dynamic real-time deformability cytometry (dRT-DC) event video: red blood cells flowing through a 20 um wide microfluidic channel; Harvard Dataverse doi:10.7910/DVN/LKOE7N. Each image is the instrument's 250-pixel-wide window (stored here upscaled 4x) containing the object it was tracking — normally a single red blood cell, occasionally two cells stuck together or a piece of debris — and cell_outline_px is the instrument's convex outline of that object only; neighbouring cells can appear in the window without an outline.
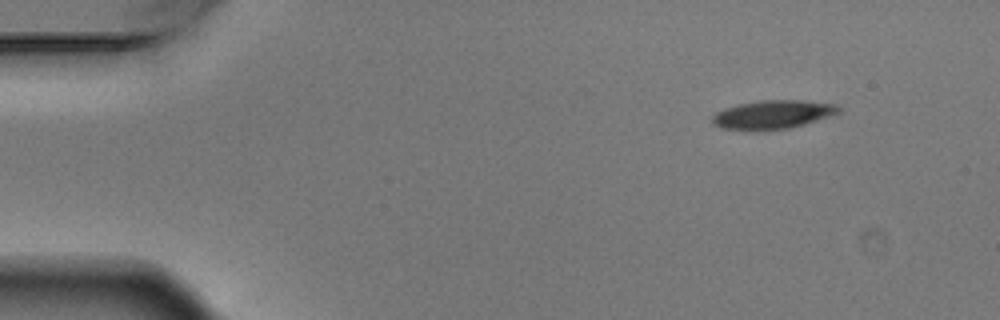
{"species": "Egyptian fruit bat (a non-hibernating species)", "species_latin": "Rousettus aegyptiacus", "temperature_condition": "warm", "stored_images_in_passage": 8, "camera_frame_rate_fps": 3000, "um_per_image_px": 0.085, "animal": {"sex": "male"}, "frame": {"image": 1, "passage_image": 1, "time_ms": 0.0, "image_size_px": [1000, 320], "cell_outline_px": [[840, 112], [804, 124], [788, 128], [720, 128], [712, 124], [712, 116], [716, 112], [724, 108], [740, 104], [760, 100], [804, 100], [836, 104], [840, 108]], "centroid_in_image_um": [65.69, 9.69], "position_along_channel_um": 19.3, "area_um2": 20.35}}
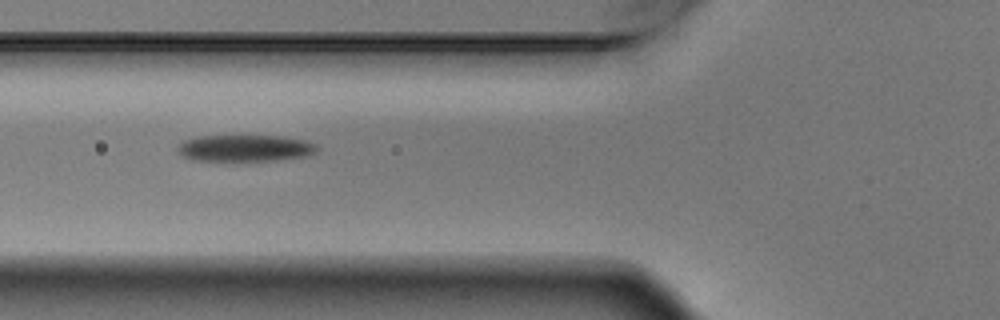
{"frame": {"image": 2, "passage_image": 5, "time_ms": 1.333, "image_size_px": [1000, 320], "cell_outline_px": [[320, 148], [316, 152], [308, 156], [276, 160], [192, 160], [180, 156], [176, 152], [176, 144], [184, 140], [196, 136], [280, 136], [304, 140], [316, 144]], "centroid_in_image_um": [20.78, 12.59], "position_along_channel_um": 105.0, "area_um2": 21.85}}
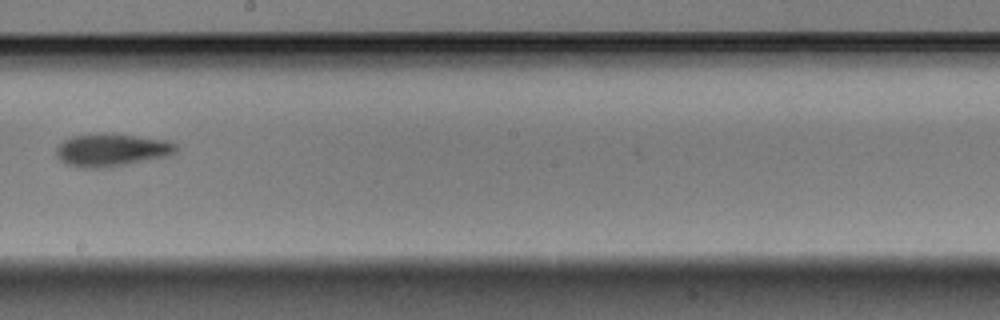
{"frame": {"image": 3, "passage_image": 8, "time_ms": 2.333, "image_size_px": [1000, 320], "cell_outline_px": [[176, 152], [164, 156], [104, 168], [84, 168], [68, 164], [60, 160], [56, 156], [56, 148], [64, 140], [72, 136], [132, 136], [168, 140], [176, 144]], "centroid_in_image_um": [9.46, 12.79], "position_along_channel_um": 238.7, "area_um2": 21.62}}